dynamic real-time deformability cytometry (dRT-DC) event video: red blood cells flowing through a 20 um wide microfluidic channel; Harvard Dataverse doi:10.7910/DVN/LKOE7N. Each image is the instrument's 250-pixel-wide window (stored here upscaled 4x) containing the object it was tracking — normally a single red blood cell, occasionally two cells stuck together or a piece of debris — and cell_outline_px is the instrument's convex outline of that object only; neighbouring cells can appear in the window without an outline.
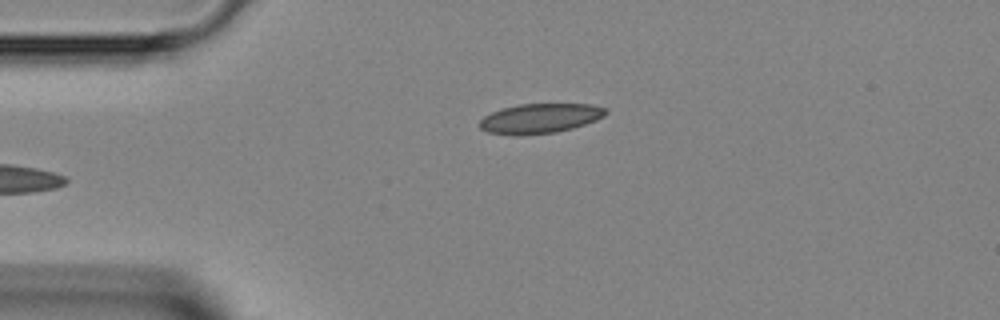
{"species": "Egyptian fruit bat (a non-hibernating species)", "species_latin": "Rousettus aegyptiacus", "temperature_condition": "room temperature", "stored_images_in_passage": 7, "camera_frame_rate_fps": 3000, "um_per_image_px": 0.085, "animal": {"sex": "female"}, "frame": {"image": 1, "passage_image": 1, "time_ms": 0.0, "image_size_px": [1000, 320], "cell_outline_px": [[608, 112], [604, 116], [596, 120], [572, 128], [556, 132], [520, 136], [512, 136], [488, 132], [480, 128], [480, 120], [484, 116], [492, 112], [516, 104], [592, 104], [608, 108]], "centroid_in_image_um": [45.91, 10.07], "position_along_channel_um": 39.1, "area_um2": 22.02}}